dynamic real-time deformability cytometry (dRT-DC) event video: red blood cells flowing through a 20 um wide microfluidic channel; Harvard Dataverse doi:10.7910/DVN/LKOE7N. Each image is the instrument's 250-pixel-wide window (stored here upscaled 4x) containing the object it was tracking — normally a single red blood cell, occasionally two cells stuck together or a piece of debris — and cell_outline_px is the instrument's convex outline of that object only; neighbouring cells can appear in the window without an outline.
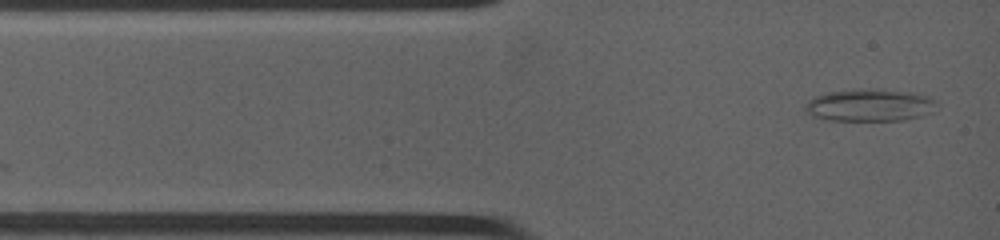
{"species": "common noctule bat (a hibernating species)", "species_latin": "Nyctalus noctula", "temperature_condition": "warm", "stored_images_in_passage": 25, "camera_frame_rate_fps": 4500, "um_per_image_px": 0.085, "animal": {"sex": "female", "body_mass_g": 19.0, "forearm_length_mm": 53.3}, "frame": {"image": 1, "passage_image": 1, "time_ms": 0.0, "image_size_px": [1000, 240], "cell_outline_px": [[936, 100], [932, 112], [920, 116], [904, 120], [824, 120], [812, 116], [808, 112], [808, 104], [816, 96], [828, 92], [896, 92], [924, 96]], "centroid_in_image_um": [73.92, 9.02], "position_along_channel_um": 11.1, "area_um2": 22.83}}
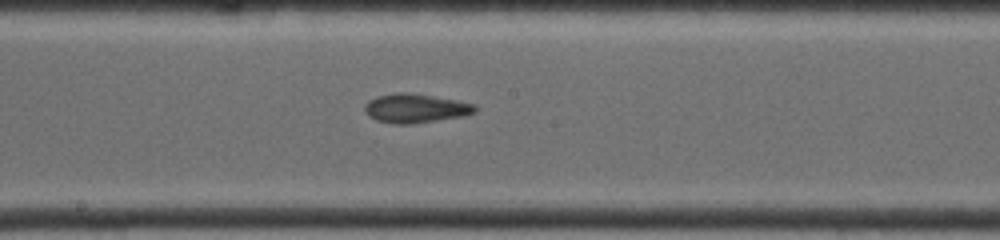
{"frame": {"image": 2, "passage_image": 15, "time_ms": 6.0, "image_size_px": [1000, 240], "cell_outline_px": [[476, 112], [464, 116], [412, 124], [392, 124], [376, 120], [368, 116], [364, 112], [364, 104], [368, 100], [376, 96], [396, 92], [408, 92], [456, 100], [472, 104], [476, 108]], "centroid_in_image_um": [35.25, 9.21], "position_along_channel_um": 213.0, "area_um2": 18.79}}
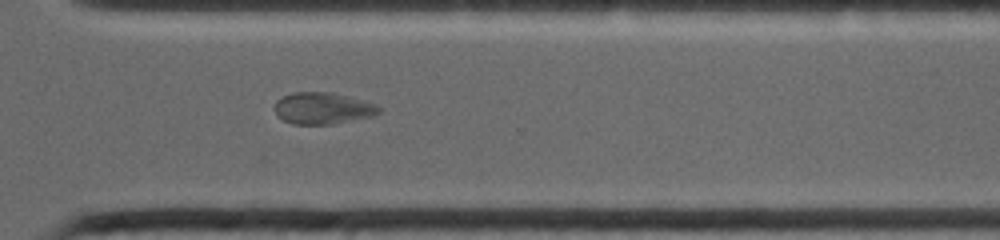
{"frame": {"image": 3, "passage_image": 24, "time_ms": 9.333, "image_size_px": [1000, 240], "cell_outline_px": [[380, 112], [376, 116], [332, 124], [292, 124], [276, 116], [276, 100], [292, 92], [332, 92], [348, 96], [376, 104], [380, 108]], "centroid_in_image_um": [27.46, 9.21], "position_along_channel_um": 343.1, "area_um2": 19.31}}